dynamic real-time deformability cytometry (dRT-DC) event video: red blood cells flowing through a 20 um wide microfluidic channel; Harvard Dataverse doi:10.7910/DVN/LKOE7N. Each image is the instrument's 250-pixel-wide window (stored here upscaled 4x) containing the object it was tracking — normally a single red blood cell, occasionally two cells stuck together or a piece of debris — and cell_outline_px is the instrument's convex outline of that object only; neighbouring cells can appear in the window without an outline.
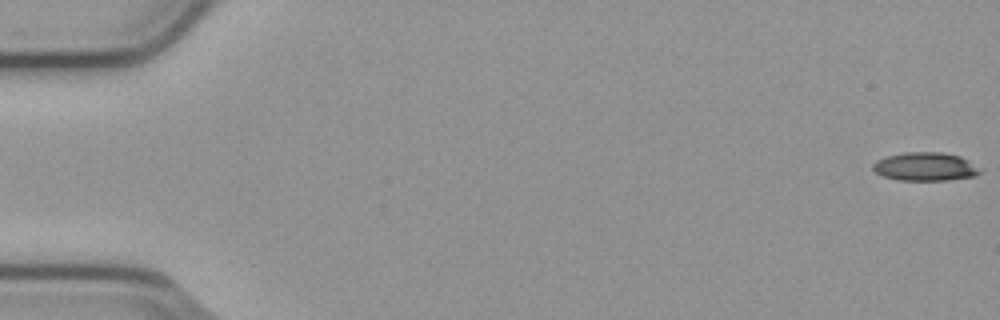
{"species": "common noctule bat (a hibernating species)", "species_latin": "Nyctalus noctula", "temperature_condition": "cold", "stored_images_in_passage": 55, "camera_frame_rate_fps": 3000, "um_per_image_px": 0.085, "animal": {"sex": "male", "body_mass_g": 23.1, "forearm_length_mm": 52.7}, "frame": {"image": 1, "passage_image": 1, "time_ms": 0.0, "image_size_px": [1000, 320], "cell_outline_px": [[984, 168], [976, 176], [948, 180], [900, 180], [884, 176], [876, 172], [872, 168], [872, 164], [876, 160], [888, 156], [904, 152], [940, 152], [960, 156]], "centroid_in_image_um": [78.7, 14.16], "position_along_channel_um": 6.3, "area_um2": 17.86}}
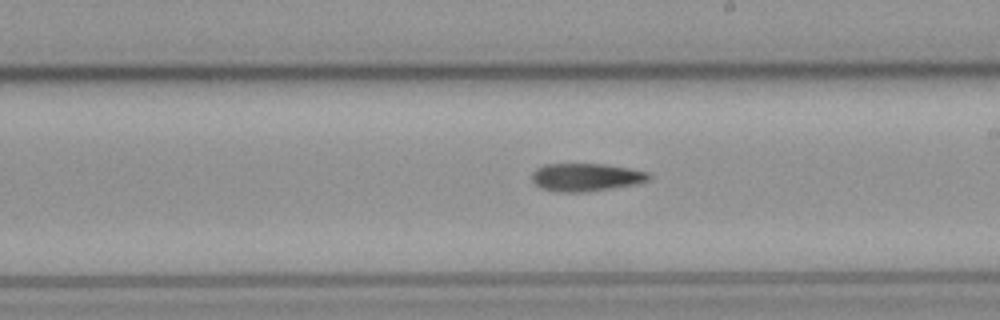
{"frame": {"image": 2, "passage_image": 32, "time_ms": 10.333, "image_size_px": [1000, 320], "cell_outline_px": [[652, 176], [648, 180], [636, 184], [612, 188], [584, 192], [556, 192], [540, 188], [532, 180], [532, 172], [536, 168], [544, 164], [604, 164], [628, 168], [648, 172]], "centroid_in_image_um": [49.78, 15.06], "position_along_channel_um": 239.2, "area_um2": 19.07}}
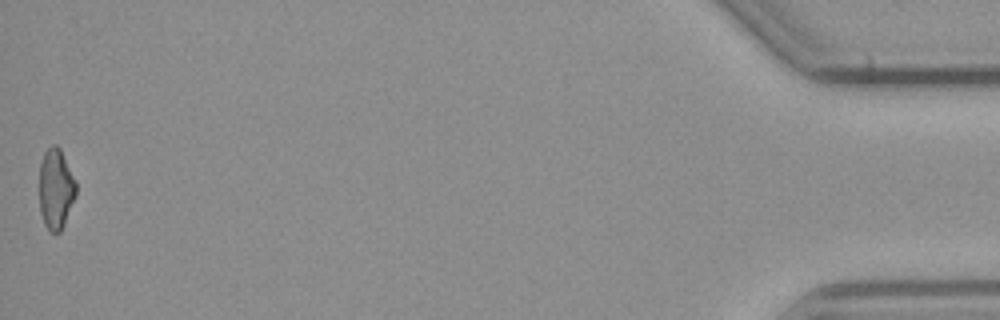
{"frame": {"image": 3, "passage_image": 55, "time_ms": 18.0, "image_size_px": [1000, 320], "cell_outline_px": [[76, 196], [64, 224], [60, 232], [48, 232], [44, 224], [40, 212], [40, 164], [44, 152], [52, 144], [56, 144], [60, 148], [76, 180]], "centroid_in_image_um": [4.75, 16.06], "position_along_channel_um": 430.4, "area_um2": 17.34}}